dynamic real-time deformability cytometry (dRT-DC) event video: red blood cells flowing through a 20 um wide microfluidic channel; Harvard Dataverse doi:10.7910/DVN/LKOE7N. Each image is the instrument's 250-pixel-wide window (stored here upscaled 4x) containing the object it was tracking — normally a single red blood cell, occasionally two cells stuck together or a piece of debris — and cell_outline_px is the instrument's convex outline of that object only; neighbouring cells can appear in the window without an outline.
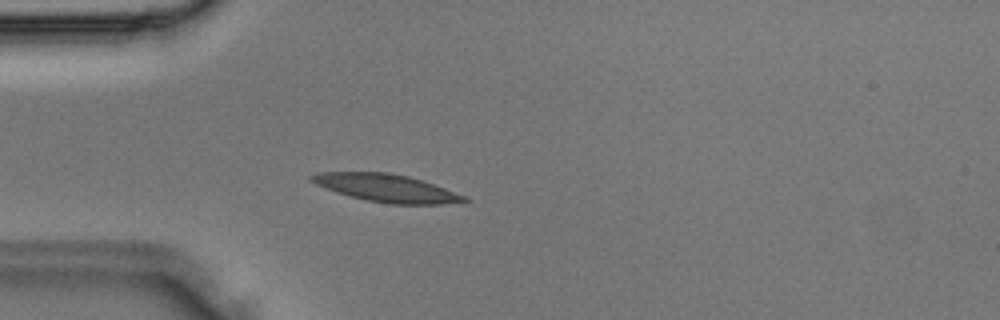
{"species": "Egyptian fruit bat (a non-hibernating species)", "species_latin": "Rousettus aegyptiacus", "temperature_condition": "room temperature", "stored_images_in_passage": 36, "camera_frame_rate_fps": 3000, "um_per_image_px": 0.085, "animal": {"sex": "male"}, "frame": {"image": 1, "passage_image": 10, "time_ms": 3.0, "image_size_px": [1000, 320], "cell_outline_px": [[472, 200], [440, 204], [388, 204], [368, 200], [352, 196], [316, 184], [308, 180], [308, 176], [320, 172], [384, 172], [408, 176], [444, 188], [464, 196]], "centroid_in_image_um": [32.83, 15.98], "position_along_channel_um": 52.2, "area_um2": 24.04}}
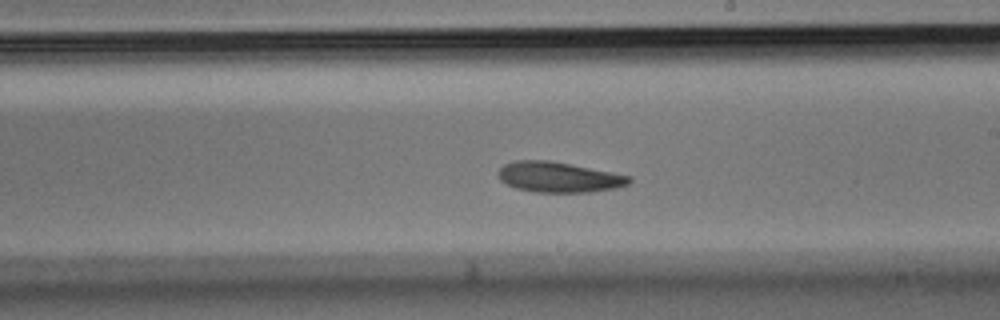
{"frame": {"image": 2, "passage_image": 21, "time_ms": 6.667, "image_size_px": [1000, 320], "cell_outline_px": [[632, 180], [628, 184], [616, 188], [588, 192], [536, 192], [516, 188], [500, 180], [496, 172], [504, 164], [516, 160], [548, 160], [632, 176]], "centroid_in_image_um": [47.48, 15.05], "position_along_channel_um": 241.5, "area_um2": 23.06}}
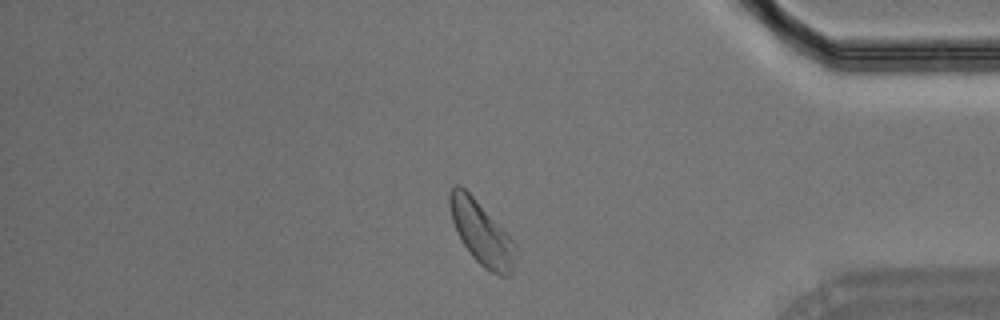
{"frame": {"image": 3, "passage_image": 31, "time_ms": 10.0, "image_size_px": [1000, 320], "cell_outline_px": [[516, 260], [512, 272], [508, 276], [500, 276], [484, 268], [472, 256], [456, 232], [452, 220], [448, 200], [448, 196], [452, 188], [456, 184], [460, 184], [472, 196], [516, 244]], "centroid_in_image_um": [40.92, 19.84], "position_along_channel_um": 394.3, "area_um2": 23.87}}